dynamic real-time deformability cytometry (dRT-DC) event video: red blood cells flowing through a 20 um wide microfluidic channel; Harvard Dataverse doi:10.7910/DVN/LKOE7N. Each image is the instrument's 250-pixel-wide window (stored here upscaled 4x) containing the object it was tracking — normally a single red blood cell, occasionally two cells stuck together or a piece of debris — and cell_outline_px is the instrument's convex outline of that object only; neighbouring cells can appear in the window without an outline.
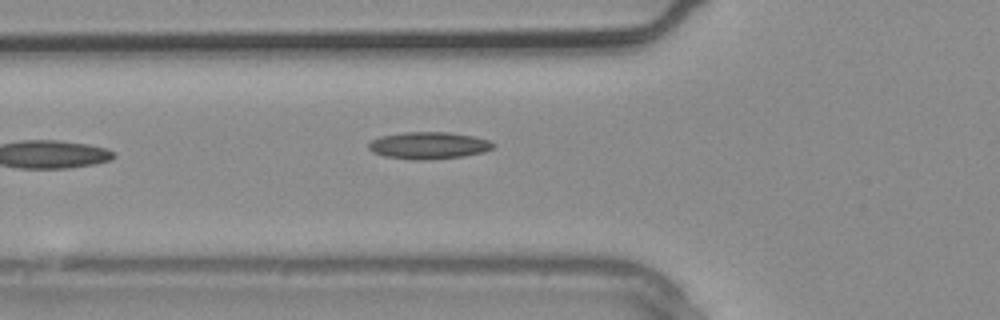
{"species": "common noctule bat (a hibernating species)", "species_latin": "Nyctalus noctula", "temperature_condition": "warm", "stored_images_in_passage": 2, "camera_frame_rate_fps": 3000, "um_per_image_px": 0.085, "animal": {"sex": "male", "body_mass_g": 20.4}, "frame": {"image": 1, "passage_image": 2, "time_ms": 0.333, "image_size_px": [1000, 320], "cell_outline_px": [[496, 144], [492, 148], [484, 152], [464, 156], [428, 160], [412, 160], [384, 156], [372, 152], [368, 148], [368, 144], [372, 140], [380, 136], [404, 132], [448, 132], [472, 136], [488, 140]], "centroid_in_image_um": [36.42, 12.37], "position_along_channel_um": 89.4, "area_um2": 19.71}}